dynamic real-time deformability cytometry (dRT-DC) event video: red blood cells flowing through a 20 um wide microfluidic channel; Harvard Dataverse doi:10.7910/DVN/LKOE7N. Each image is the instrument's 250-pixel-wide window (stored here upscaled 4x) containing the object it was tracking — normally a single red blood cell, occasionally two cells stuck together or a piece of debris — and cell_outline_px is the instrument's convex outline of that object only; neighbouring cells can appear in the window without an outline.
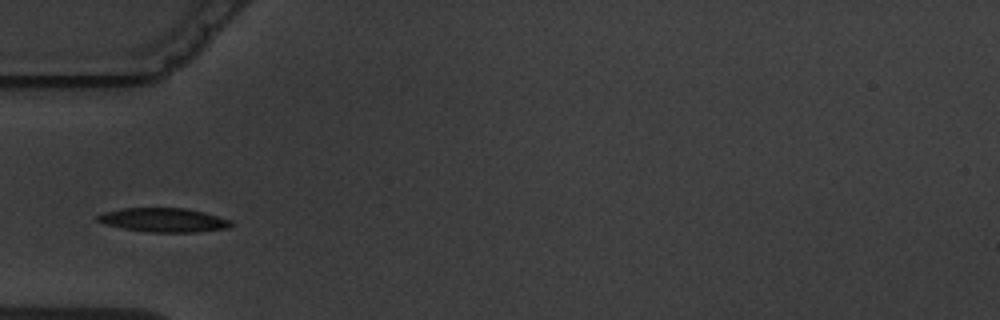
{"species": "common noctule bat (a hibernating species)", "species_latin": "Nyctalus noctula", "temperature_condition": "warm", "stored_images_in_passage": 4, "camera_frame_rate_fps": 3000, "um_per_image_px": 0.085, "animal": {"sex": "male", "body_mass_g": 19.5, "forearm_length_mm": 54.6}, "frame": {"image": 1, "passage_image": 2, "time_ms": 2.0, "image_size_px": [1000, 320], "cell_outline_px": [[232, 224], [228, 228], [200, 232], [148, 232], [124, 228], [104, 224], [96, 220], [96, 216], [104, 212], [120, 208], [188, 208], [204, 212], [232, 220]], "centroid_in_image_um": [13.92, 18.7], "position_along_channel_um": 71.1, "area_um2": 18.79}}